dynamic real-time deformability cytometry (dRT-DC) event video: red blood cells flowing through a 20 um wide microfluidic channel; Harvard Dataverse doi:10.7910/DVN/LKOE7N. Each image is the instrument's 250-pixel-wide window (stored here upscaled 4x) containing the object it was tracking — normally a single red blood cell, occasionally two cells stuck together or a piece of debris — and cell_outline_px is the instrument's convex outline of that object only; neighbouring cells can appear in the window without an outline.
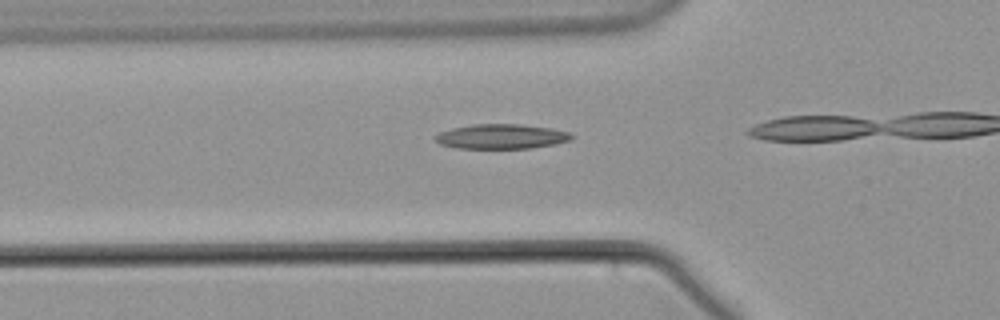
{"species": "common noctule bat (a hibernating species)", "species_latin": "Nyctalus noctula", "temperature_condition": "warm", "stored_images_in_passage": 18, "camera_frame_rate_fps": 3000, "um_per_image_px": 0.085, "animal": {"sex": "male", "body_mass_g": 21.5, "forearm_length_mm": 52.0}, "frame": {"image": 1, "passage_image": 6, "time_ms": 1.667, "image_size_px": [1000, 320], "cell_outline_px": [[572, 140], [556, 144], [532, 148], [456, 148], [440, 144], [432, 136], [440, 132], [452, 128], [472, 124], [520, 124], [552, 128], [572, 132]], "centroid_in_image_um": [42.64, 11.6], "position_along_channel_um": 83.2, "area_um2": 19.83}}